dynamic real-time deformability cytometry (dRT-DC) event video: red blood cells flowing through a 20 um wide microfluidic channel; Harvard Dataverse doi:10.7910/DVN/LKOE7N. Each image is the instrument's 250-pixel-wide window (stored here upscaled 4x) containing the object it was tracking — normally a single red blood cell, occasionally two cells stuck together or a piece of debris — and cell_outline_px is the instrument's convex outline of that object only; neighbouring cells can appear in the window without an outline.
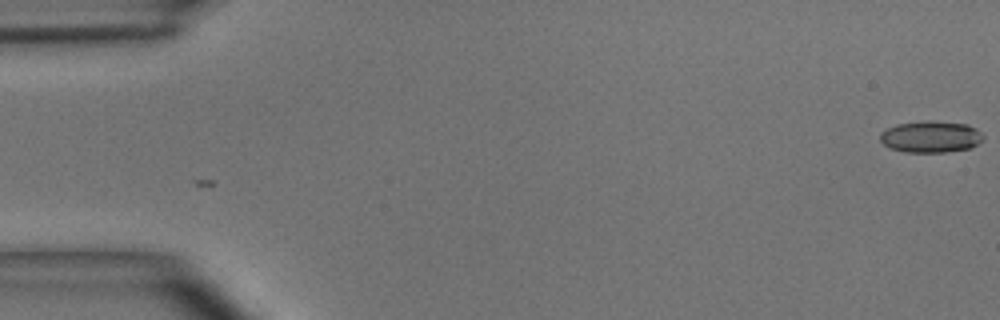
{"species": "common noctule bat (a hibernating species)", "species_latin": "Nyctalus noctula", "temperature_condition": "room temperature", "stored_images_in_passage": 4, "camera_frame_rate_fps": 3000, "um_per_image_px": 0.085, "animal": {"sex": "male", "body_mass_g": 15.6}, "frame": {"image": 1, "passage_image": 4, "time_ms": 1.0, "image_size_px": [1000, 320], "cell_outline_px": [[984, 136], [972, 148], [944, 152], [904, 152], [892, 148], [884, 144], [880, 140], [880, 132], [896, 124], [928, 120], [932, 120], [968, 124], [976, 128]], "centroid_in_image_um": [79.11, 11.61], "position_along_channel_um": 5.9, "area_um2": 19.02}}